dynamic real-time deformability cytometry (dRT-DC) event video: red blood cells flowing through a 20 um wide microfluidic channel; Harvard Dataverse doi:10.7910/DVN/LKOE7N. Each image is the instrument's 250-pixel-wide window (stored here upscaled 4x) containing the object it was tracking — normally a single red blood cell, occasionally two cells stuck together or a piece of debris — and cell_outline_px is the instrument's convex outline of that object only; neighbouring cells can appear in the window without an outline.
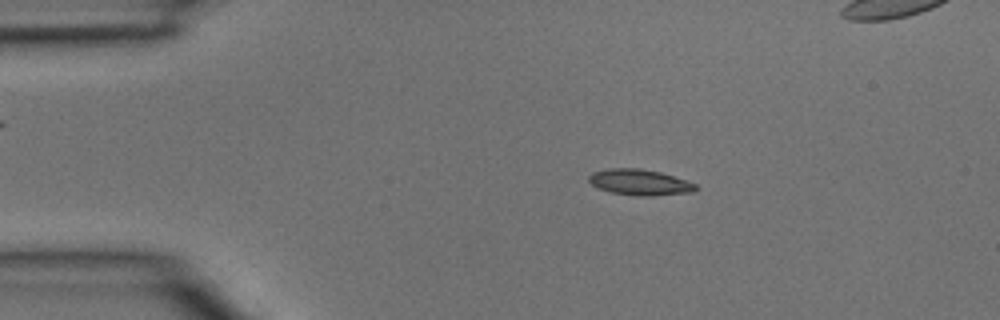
{"species": "common noctule bat (a hibernating species)", "species_latin": "Nyctalus noctula", "temperature_condition": "room temperature", "stored_images_in_passage": 5, "camera_frame_rate_fps": 3000, "um_per_image_px": 0.085, "animal": {"sex": "male", "body_mass_g": 15.6}, "frame": {"image": 1, "passage_image": 3, "time_ms": 0.667, "image_size_px": [1000, 320], "cell_outline_px": [[696, 188], [692, 192], [652, 196], [636, 196], [612, 192], [600, 188], [592, 184], [588, 180], [588, 176], [592, 172], [608, 168], [640, 168], [660, 172], [696, 184]], "centroid_in_image_um": [54.34, 15.49], "position_along_channel_um": 30.7, "area_um2": 15.95}}